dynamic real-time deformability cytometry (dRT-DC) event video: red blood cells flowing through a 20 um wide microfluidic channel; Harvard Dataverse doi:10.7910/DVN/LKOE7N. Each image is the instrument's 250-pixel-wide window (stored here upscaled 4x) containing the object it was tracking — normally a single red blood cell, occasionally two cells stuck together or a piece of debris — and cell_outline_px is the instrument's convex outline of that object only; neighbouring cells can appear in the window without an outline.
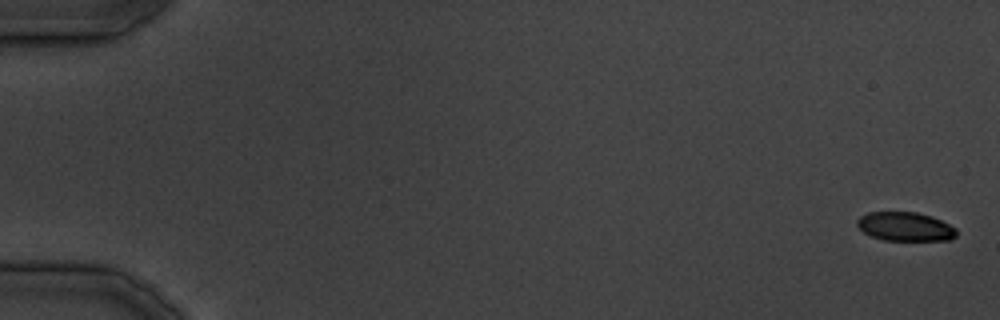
{"species": "common noctule bat (a hibernating species)", "species_latin": "Nyctalus noctula", "temperature_condition": "cold", "stored_images_in_passage": 17, "camera_frame_rate_fps": 3000, "um_per_image_px": 0.085, "animal": {"sex": "male", "body_mass_g": 19.5, "forearm_length_mm": 54.6}, "frame": {"image": 1, "passage_image": 1, "time_ms": 0.0, "image_size_px": [1000, 320], "cell_outline_px": [[956, 236], [952, 240], [884, 240], [872, 236], [864, 232], [856, 224], [856, 220], [860, 216], [868, 212], [916, 212], [932, 216], [956, 228]], "centroid_in_image_um": [76.94, 19.25], "position_along_channel_um": 8.1, "area_um2": 16.7}}
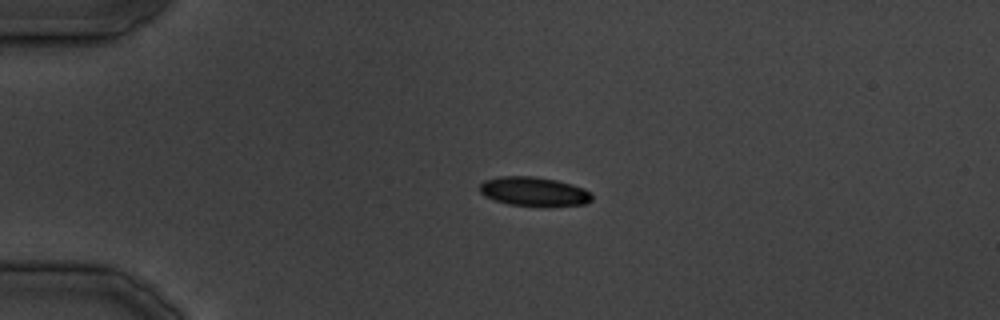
{"frame": {"image": 2, "passage_image": 9, "time_ms": 10.333, "image_size_px": [1000, 320], "cell_outline_px": [[592, 200], [584, 204], [544, 208], [508, 204], [484, 196], [480, 192], [480, 184], [484, 180], [500, 176], [532, 176], [556, 180], [572, 184], [584, 188], [592, 192]], "centroid_in_image_um": [45.42, 16.3], "position_along_channel_um": 39.6, "area_um2": 19.54}}